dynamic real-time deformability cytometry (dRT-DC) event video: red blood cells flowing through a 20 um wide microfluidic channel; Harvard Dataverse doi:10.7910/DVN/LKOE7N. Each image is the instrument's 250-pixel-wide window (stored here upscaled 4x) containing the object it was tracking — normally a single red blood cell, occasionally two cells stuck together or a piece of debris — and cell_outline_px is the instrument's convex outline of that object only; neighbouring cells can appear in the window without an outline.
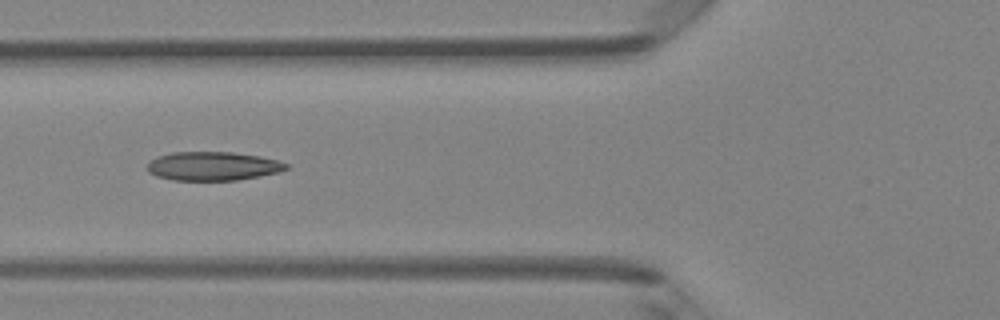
{"species": "Egyptian fruit bat (a non-hibernating species)", "species_latin": "Rousettus aegyptiacus", "temperature_condition": "room temperature", "stored_images_in_passage": 5, "camera_frame_rate_fps": 3000, "um_per_image_px": 0.085, "animal": {"sex": "female"}, "frame": {"image": 1, "passage_image": 5, "time_ms": 1.333, "image_size_px": [1000, 320], "cell_outline_px": [[288, 168], [280, 172], [260, 176], [236, 180], [172, 180], [156, 176], [148, 172], [148, 164], [156, 156], [172, 152], [232, 152], [260, 156], [276, 160], [288, 164]], "centroid_in_image_um": [18.09, 14.12], "position_along_channel_um": 107.7, "area_um2": 23.29}}